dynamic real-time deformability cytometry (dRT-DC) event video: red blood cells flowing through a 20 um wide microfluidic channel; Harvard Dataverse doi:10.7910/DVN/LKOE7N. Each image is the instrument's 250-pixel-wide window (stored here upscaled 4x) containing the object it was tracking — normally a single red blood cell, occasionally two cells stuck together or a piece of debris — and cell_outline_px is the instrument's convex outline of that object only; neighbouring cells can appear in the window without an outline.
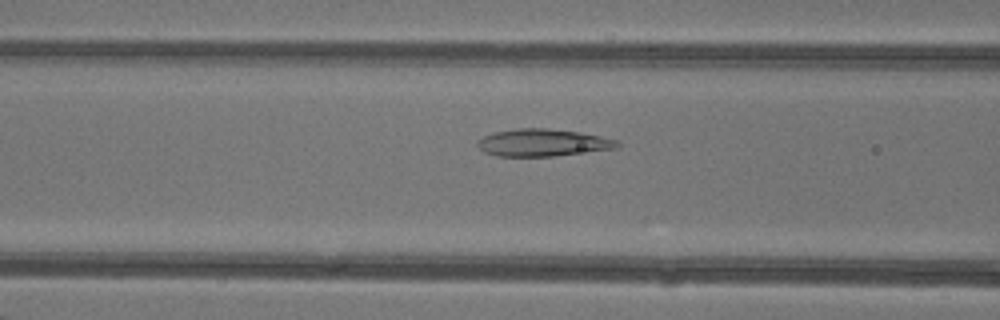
{"species": "common noctule bat (a hibernating species)", "species_latin": "Nyctalus noctula", "temperature_condition": "warm", "stored_images_in_passage": 48, "camera_frame_rate_fps": 3000, "um_per_image_px": 0.085, "animal": {"sex": "female"}, "frame": {"image": 1, "passage_image": 20, "time_ms": 6.333, "image_size_px": [1000, 320], "cell_outline_px": [[620, 148], [556, 156], [496, 156], [484, 152], [476, 144], [476, 140], [492, 132], [516, 128], [548, 128], [580, 132], [620, 140]], "centroid_in_image_um": [46.16, 12.12], "position_along_channel_um": 120.4, "area_um2": 22.6}}
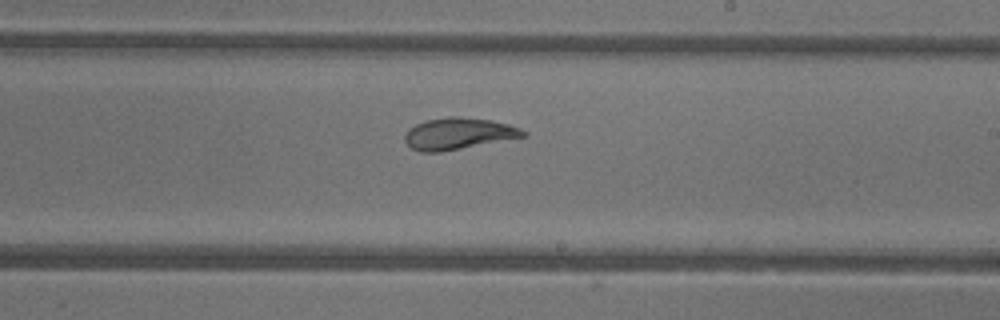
{"frame": {"image": 2, "passage_image": 29, "time_ms": 9.333, "image_size_px": [1000, 320], "cell_outline_px": [[528, 136], [440, 152], [420, 152], [412, 148], [404, 140], [404, 136], [408, 128], [424, 120], [448, 116], [460, 116], [492, 120], [508, 124], [520, 128], [528, 132]], "centroid_in_image_um": [38.97, 11.35], "position_along_channel_um": 250.0, "area_um2": 22.02}}
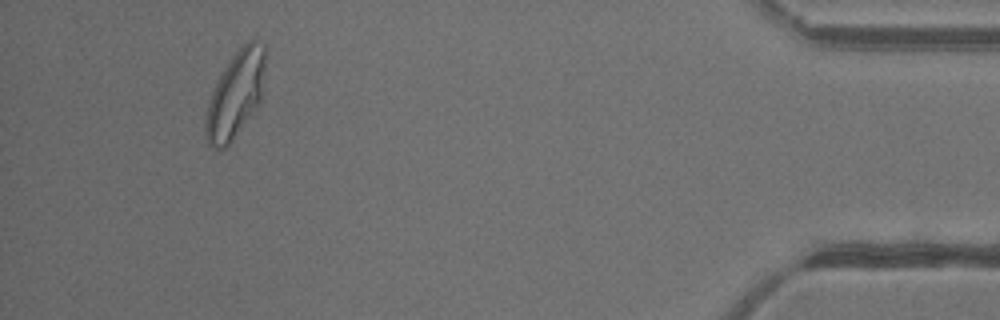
{"frame": {"image": 3, "passage_image": 45, "time_ms": 14.667, "image_size_px": [1000, 320], "cell_outline_px": [[264, 68], [260, 100], [256, 108], [232, 140], [224, 148], [216, 152], [208, 144], [204, 136], [204, 124], [208, 104], [212, 92], [224, 68], [232, 56], [248, 40], [252, 40], [264, 44]], "centroid_in_image_um": [19.97, 8.1], "position_along_channel_um": 415.2, "area_um2": 29.54}, "authors_computed_cell_mechanics": {"area_um2": 25.3164, "velocity_mm_per_s": 4.32, "shape_relaxation_time_tau1_ms": null, "shape_relaxation_time_tau2_ms": 0.9521, "deformation_change_tau1": null, "deformation_change_tau2": 0.049}}